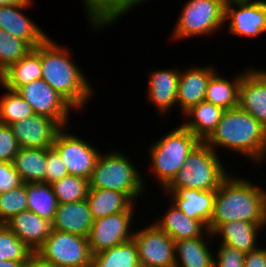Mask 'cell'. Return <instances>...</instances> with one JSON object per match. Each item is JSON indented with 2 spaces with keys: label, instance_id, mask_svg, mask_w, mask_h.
Listing matches in <instances>:
<instances>
[{
  "label": "cell",
  "instance_id": "obj_1",
  "mask_svg": "<svg viewBox=\"0 0 266 267\" xmlns=\"http://www.w3.org/2000/svg\"><path fill=\"white\" fill-rule=\"evenodd\" d=\"M233 221L266 225V189L229 174L216 190L208 230L213 234L222 224Z\"/></svg>",
  "mask_w": 266,
  "mask_h": 267
},
{
  "label": "cell",
  "instance_id": "obj_2",
  "mask_svg": "<svg viewBox=\"0 0 266 267\" xmlns=\"http://www.w3.org/2000/svg\"><path fill=\"white\" fill-rule=\"evenodd\" d=\"M48 37L40 44L42 79L59 93L74 109L81 110L94 95V88L79 65L72 61L67 46ZM89 100V101H88Z\"/></svg>",
  "mask_w": 266,
  "mask_h": 267
},
{
  "label": "cell",
  "instance_id": "obj_3",
  "mask_svg": "<svg viewBox=\"0 0 266 267\" xmlns=\"http://www.w3.org/2000/svg\"><path fill=\"white\" fill-rule=\"evenodd\" d=\"M204 142L216 153L217 148H225L252 163L260 164L266 159V127L240 107L225 110Z\"/></svg>",
  "mask_w": 266,
  "mask_h": 267
},
{
  "label": "cell",
  "instance_id": "obj_4",
  "mask_svg": "<svg viewBox=\"0 0 266 267\" xmlns=\"http://www.w3.org/2000/svg\"><path fill=\"white\" fill-rule=\"evenodd\" d=\"M131 160L120 151L100 153L89 179V188L119 191L137 202L138 197L145 194V178Z\"/></svg>",
  "mask_w": 266,
  "mask_h": 267
},
{
  "label": "cell",
  "instance_id": "obj_5",
  "mask_svg": "<svg viewBox=\"0 0 266 267\" xmlns=\"http://www.w3.org/2000/svg\"><path fill=\"white\" fill-rule=\"evenodd\" d=\"M220 158L205 142H200L163 192H175L178 188L216 191L229 174Z\"/></svg>",
  "mask_w": 266,
  "mask_h": 267
},
{
  "label": "cell",
  "instance_id": "obj_6",
  "mask_svg": "<svg viewBox=\"0 0 266 267\" xmlns=\"http://www.w3.org/2000/svg\"><path fill=\"white\" fill-rule=\"evenodd\" d=\"M201 141L182 124L165 133L150 144L149 156L152 173L162 190L173 180L184 166L187 157Z\"/></svg>",
  "mask_w": 266,
  "mask_h": 267
},
{
  "label": "cell",
  "instance_id": "obj_7",
  "mask_svg": "<svg viewBox=\"0 0 266 267\" xmlns=\"http://www.w3.org/2000/svg\"><path fill=\"white\" fill-rule=\"evenodd\" d=\"M226 0H188L174 25L170 39L181 41L209 36L221 30L225 22Z\"/></svg>",
  "mask_w": 266,
  "mask_h": 267
},
{
  "label": "cell",
  "instance_id": "obj_8",
  "mask_svg": "<svg viewBox=\"0 0 266 267\" xmlns=\"http://www.w3.org/2000/svg\"><path fill=\"white\" fill-rule=\"evenodd\" d=\"M36 254L52 267H92L88 238L78 234L53 229Z\"/></svg>",
  "mask_w": 266,
  "mask_h": 267
},
{
  "label": "cell",
  "instance_id": "obj_9",
  "mask_svg": "<svg viewBox=\"0 0 266 267\" xmlns=\"http://www.w3.org/2000/svg\"><path fill=\"white\" fill-rule=\"evenodd\" d=\"M66 129V127H63L57 133L53 148L66 165L69 175L89 180L101 152L98 149L96 150L91 145L92 143L69 133Z\"/></svg>",
  "mask_w": 266,
  "mask_h": 267
},
{
  "label": "cell",
  "instance_id": "obj_10",
  "mask_svg": "<svg viewBox=\"0 0 266 267\" xmlns=\"http://www.w3.org/2000/svg\"><path fill=\"white\" fill-rule=\"evenodd\" d=\"M135 206L136 204L125 212L94 220L88 236L92 254H97L133 239L134 231L131 228H134Z\"/></svg>",
  "mask_w": 266,
  "mask_h": 267
},
{
  "label": "cell",
  "instance_id": "obj_11",
  "mask_svg": "<svg viewBox=\"0 0 266 267\" xmlns=\"http://www.w3.org/2000/svg\"><path fill=\"white\" fill-rule=\"evenodd\" d=\"M143 228L133 234L141 267H174L175 241L152 222Z\"/></svg>",
  "mask_w": 266,
  "mask_h": 267
},
{
  "label": "cell",
  "instance_id": "obj_12",
  "mask_svg": "<svg viewBox=\"0 0 266 267\" xmlns=\"http://www.w3.org/2000/svg\"><path fill=\"white\" fill-rule=\"evenodd\" d=\"M17 92L30 104L34 114L50 117L62 127H70L69 114L75 109L42 78L21 86Z\"/></svg>",
  "mask_w": 266,
  "mask_h": 267
},
{
  "label": "cell",
  "instance_id": "obj_13",
  "mask_svg": "<svg viewBox=\"0 0 266 267\" xmlns=\"http://www.w3.org/2000/svg\"><path fill=\"white\" fill-rule=\"evenodd\" d=\"M225 22L233 36L253 38L266 33V0L227 1Z\"/></svg>",
  "mask_w": 266,
  "mask_h": 267
},
{
  "label": "cell",
  "instance_id": "obj_14",
  "mask_svg": "<svg viewBox=\"0 0 266 267\" xmlns=\"http://www.w3.org/2000/svg\"><path fill=\"white\" fill-rule=\"evenodd\" d=\"M10 127L20 148L42 149L52 148L57 133L63 128L54 119L41 114H33Z\"/></svg>",
  "mask_w": 266,
  "mask_h": 267
},
{
  "label": "cell",
  "instance_id": "obj_15",
  "mask_svg": "<svg viewBox=\"0 0 266 267\" xmlns=\"http://www.w3.org/2000/svg\"><path fill=\"white\" fill-rule=\"evenodd\" d=\"M35 0L17 6H0V29L26 41L32 48L42 44L49 35L35 24L23 10L32 7Z\"/></svg>",
  "mask_w": 266,
  "mask_h": 267
},
{
  "label": "cell",
  "instance_id": "obj_16",
  "mask_svg": "<svg viewBox=\"0 0 266 267\" xmlns=\"http://www.w3.org/2000/svg\"><path fill=\"white\" fill-rule=\"evenodd\" d=\"M239 107L266 127V70L247 68L239 85Z\"/></svg>",
  "mask_w": 266,
  "mask_h": 267
},
{
  "label": "cell",
  "instance_id": "obj_17",
  "mask_svg": "<svg viewBox=\"0 0 266 267\" xmlns=\"http://www.w3.org/2000/svg\"><path fill=\"white\" fill-rule=\"evenodd\" d=\"M216 71L213 64L206 67L192 65L185 70L180 69L176 106L180 108L181 113L184 114L192 106L205 101L209 79Z\"/></svg>",
  "mask_w": 266,
  "mask_h": 267
},
{
  "label": "cell",
  "instance_id": "obj_18",
  "mask_svg": "<svg viewBox=\"0 0 266 267\" xmlns=\"http://www.w3.org/2000/svg\"><path fill=\"white\" fill-rule=\"evenodd\" d=\"M180 69H156L148 76L147 99L163 117L176 105Z\"/></svg>",
  "mask_w": 266,
  "mask_h": 267
},
{
  "label": "cell",
  "instance_id": "obj_19",
  "mask_svg": "<svg viewBox=\"0 0 266 267\" xmlns=\"http://www.w3.org/2000/svg\"><path fill=\"white\" fill-rule=\"evenodd\" d=\"M4 225L34 253L44 244L53 231L52 222L40 218L30 210L22 211L11 217Z\"/></svg>",
  "mask_w": 266,
  "mask_h": 267
},
{
  "label": "cell",
  "instance_id": "obj_20",
  "mask_svg": "<svg viewBox=\"0 0 266 267\" xmlns=\"http://www.w3.org/2000/svg\"><path fill=\"white\" fill-rule=\"evenodd\" d=\"M165 194H169L170 202L186 216L209 225L216 191L178 188L175 192H166Z\"/></svg>",
  "mask_w": 266,
  "mask_h": 267
},
{
  "label": "cell",
  "instance_id": "obj_21",
  "mask_svg": "<svg viewBox=\"0 0 266 267\" xmlns=\"http://www.w3.org/2000/svg\"><path fill=\"white\" fill-rule=\"evenodd\" d=\"M94 219L87 200L59 203L52 222L53 229L67 233L89 236Z\"/></svg>",
  "mask_w": 266,
  "mask_h": 267
},
{
  "label": "cell",
  "instance_id": "obj_22",
  "mask_svg": "<svg viewBox=\"0 0 266 267\" xmlns=\"http://www.w3.org/2000/svg\"><path fill=\"white\" fill-rule=\"evenodd\" d=\"M161 217L154 224L174 241L200 238L209 232L203 221L189 218L172 203Z\"/></svg>",
  "mask_w": 266,
  "mask_h": 267
},
{
  "label": "cell",
  "instance_id": "obj_23",
  "mask_svg": "<svg viewBox=\"0 0 266 267\" xmlns=\"http://www.w3.org/2000/svg\"><path fill=\"white\" fill-rule=\"evenodd\" d=\"M266 225H259L246 221H233L222 224L214 233L213 237H220L219 243L226 244L244 253L258 249V232L265 229ZM263 228V229H262Z\"/></svg>",
  "mask_w": 266,
  "mask_h": 267
},
{
  "label": "cell",
  "instance_id": "obj_24",
  "mask_svg": "<svg viewBox=\"0 0 266 267\" xmlns=\"http://www.w3.org/2000/svg\"><path fill=\"white\" fill-rule=\"evenodd\" d=\"M211 238L214 237L209 231L206 237L175 241V266L213 267L214 254L210 249L212 244L209 245V242L206 241H210Z\"/></svg>",
  "mask_w": 266,
  "mask_h": 267
},
{
  "label": "cell",
  "instance_id": "obj_25",
  "mask_svg": "<svg viewBox=\"0 0 266 267\" xmlns=\"http://www.w3.org/2000/svg\"><path fill=\"white\" fill-rule=\"evenodd\" d=\"M42 77L40 44L33 48L25 57L12 64L0 75V83L13 91H17L31 81Z\"/></svg>",
  "mask_w": 266,
  "mask_h": 267
},
{
  "label": "cell",
  "instance_id": "obj_26",
  "mask_svg": "<svg viewBox=\"0 0 266 267\" xmlns=\"http://www.w3.org/2000/svg\"><path fill=\"white\" fill-rule=\"evenodd\" d=\"M224 111L222 107L202 101L183 114L187 120L182 125L204 142L216 128Z\"/></svg>",
  "mask_w": 266,
  "mask_h": 267
},
{
  "label": "cell",
  "instance_id": "obj_27",
  "mask_svg": "<svg viewBox=\"0 0 266 267\" xmlns=\"http://www.w3.org/2000/svg\"><path fill=\"white\" fill-rule=\"evenodd\" d=\"M86 200L94 220L125 212L135 204L125 193L97 188H89Z\"/></svg>",
  "mask_w": 266,
  "mask_h": 267
},
{
  "label": "cell",
  "instance_id": "obj_28",
  "mask_svg": "<svg viewBox=\"0 0 266 267\" xmlns=\"http://www.w3.org/2000/svg\"><path fill=\"white\" fill-rule=\"evenodd\" d=\"M237 73L236 78L231 80L222 77L219 72H215L209 79V83L205 93V101L216 106L222 107L224 110L239 107V85L245 72Z\"/></svg>",
  "mask_w": 266,
  "mask_h": 267
},
{
  "label": "cell",
  "instance_id": "obj_29",
  "mask_svg": "<svg viewBox=\"0 0 266 267\" xmlns=\"http://www.w3.org/2000/svg\"><path fill=\"white\" fill-rule=\"evenodd\" d=\"M12 163L23 183L46 182L47 149L20 148Z\"/></svg>",
  "mask_w": 266,
  "mask_h": 267
},
{
  "label": "cell",
  "instance_id": "obj_30",
  "mask_svg": "<svg viewBox=\"0 0 266 267\" xmlns=\"http://www.w3.org/2000/svg\"><path fill=\"white\" fill-rule=\"evenodd\" d=\"M92 31L113 26L124 16V0H82Z\"/></svg>",
  "mask_w": 266,
  "mask_h": 267
},
{
  "label": "cell",
  "instance_id": "obj_31",
  "mask_svg": "<svg viewBox=\"0 0 266 267\" xmlns=\"http://www.w3.org/2000/svg\"><path fill=\"white\" fill-rule=\"evenodd\" d=\"M28 210L40 218L53 222L58 200L52 185L46 182L25 183Z\"/></svg>",
  "mask_w": 266,
  "mask_h": 267
},
{
  "label": "cell",
  "instance_id": "obj_32",
  "mask_svg": "<svg viewBox=\"0 0 266 267\" xmlns=\"http://www.w3.org/2000/svg\"><path fill=\"white\" fill-rule=\"evenodd\" d=\"M92 267H141L138 248L133 239L92 254Z\"/></svg>",
  "mask_w": 266,
  "mask_h": 267
},
{
  "label": "cell",
  "instance_id": "obj_33",
  "mask_svg": "<svg viewBox=\"0 0 266 267\" xmlns=\"http://www.w3.org/2000/svg\"><path fill=\"white\" fill-rule=\"evenodd\" d=\"M0 86L7 91L0 98V123L11 125L34 114L30 104L17 91Z\"/></svg>",
  "mask_w": 266,
  "mask_h": 267
},
{
  "label": "cell",
  "instance_id": "obj_34",
  "mask_svg": "<svg viewBox=\"0 0 266 267\" xmlns=\"http://www.w3.org/2000/svg\"><path fill=\"white\" fill-rule=\"evenodd\" d=\"M51 185L58 203H73L85 200L89 190V180L74 175L64 176Z\"/></svg>",
  "mask_w": 266,
  "mask_h": 267
},
{
  "label": "cell",
  "instance_id": "obj_35",
  "mask_svg": "<svg viewBox=\"0 0 266 267\" xmlns=\"http://www.w3.org/2000/svg\"><path fill=\"white\" fill-rule=\"evenodd\" d=\"M32 49L26 41L0 29V75Z\"/></svg>",
  "mask_w": 266,
  "mask_h": 267
},
{
  "label": "cell",
  "instance_id": "obj_36",
  "mask_svg": "<svg viewBox=\"0 0 266 267\" xmlns=\"http://www.w3.org/2000/svg\"><path fill=\"white\" fill-rule=\"evenodd\" d=\"M34 254L8 227L0 224V261L27 262Z\"/></svg>",
  "mask_w": 266,
  "mask_h": 267
},
{
  "label": "cell",
  "instance_id": "obj_37",
  "mask_svg": "<svg viewBox=\"0 0 266 267\" xmlns=\"http://www.w3.org/2000/svg\"><path fill=\"white\" fill-rule=\"evenodd\" d=\"M25 210H28L25 183L0 194V224Z\"/></svg>",
  "mask_w": 266,
  "mask_h": 267
},
{
  "label": "cell",
  "instance_id": "obj_38",
  "mask_svg": "<svg viewBox=\"0 0 266 267\" xmlns=\"http://www.w3.org/2000/svg\"><path fill=\"white\" fill-rule=\"evenodd\" d=\"M217 248L214 253L213 267H244L243 251L226 244H220Z\"/></svg>",
  "mask_w": 266,
  "mask_h": 267
},
{
  "label": "cell",
  "instance_id": "obj_39",
  "mask_svg": "<svg viewBox=\"0 0 266 267\" xmlns=\"http://www.w3.org/2000/svg\"><path fill=\"white\" fill-rule=\"evenodd\" d=\"M19 150L20 146L11 127L0 123V162H12Z\"/></svg>",
  "mask_w": 266,
  "mask_h": 267
},
{
  "label": "cell",
  "instance_id": "obj_40",
  "mask_svg": "<svg viewBox=\"0 0 266 267\" xmlns=\"http://www.w3.org/2000/svg\"><path fill=\"white\" fill-rule=\"evenodd\" d=\"M69 175L66 165L63 163L58 152L52 147L47 149V164H46V183L62 179Z\"/></svg>",
  "mask_w": 266,
  "mask_h": 267
},
{
  "label": "cell",
  "instance_id": "obj_41",
  "mask_svg": "<svg viewBox=\"0 0 266 267\" xmlns=\"http://www.w3.org/2000/svg\"><path fill=\"white\" fill-rule=\"evenodd\" d=\"M22 183L12 162H0V194L11 191Z\"/></svg>",
  "mask_w": 266,
  "mask_h": 267
},
{
  "label": "cell",
  "instance_id": "obj_42",
  "mask_svg": "<svg viewBox=\"0 0 266 267\" xmlns=\"http://www.w3.org/2000/svg\"><path fill=\"white\" fill-rule=\"evenodd\" d=\"M244 267H266V248L245 253Z\"/></svg>",
  "mask_w": 266,
  "mask_h": 267
},
{
  "label": "cell",
  "instance_id": "obj_43",
  "mask_svg": "<svg viewBox=\"0 0 266 267\" xmlns=\"http://www.w3.org/2000/svg\"><path fill=\"white\" fill-rule=\"evenodd\" d=\"M24 267H52L43 261L36 253L24 264Z\"/></svg>",
  "mask_w": 266,
  "mask_h": 267
},
{
  "label": "cell",
  "instance_id": "obj_44",
  "mask_svg": "<svg viewBox=\"0 0 266 267\" xmlns=\"http://www.w3.org/2000/svg\"><path fill=\"white\" fill-rule=\"evenodd\" d=\"M146 0H124V16L131 12V10L136 7V5L143 4ZM150 1V0H149Z\"/></svg>",
  "mask_w": 266,
  "mask_h": 267
},
{
  "label": "cell",
  "instance_id": "obj_45",
  "mask_svg": "<svg viewBox=\"0 0 266 267\" xmlns=\"http://www.w3.org/2000/svg\"><path fill=\"white\" fill-rule=\"evenodd\" d=\"M25 262H16L11 260L0 261V267H24Z\"/></svg>",
  "mask_w": 266,
  "mask_h": 267
},
{
  "label": "cell",
  "instance_id": "obj_46",
  "mask_svg": "<svg viewBox=\"0 0 266 267\" xmlns=\"http://www.w3.org/2000/svg\"><path fill=\"white\" fill-rule=\"evenodd\" d=\"M27 0H0V6H17L24 4Z\"/></svg>",
  "mask_w": 266,
  "mask_h": 267
}]
</instances>
